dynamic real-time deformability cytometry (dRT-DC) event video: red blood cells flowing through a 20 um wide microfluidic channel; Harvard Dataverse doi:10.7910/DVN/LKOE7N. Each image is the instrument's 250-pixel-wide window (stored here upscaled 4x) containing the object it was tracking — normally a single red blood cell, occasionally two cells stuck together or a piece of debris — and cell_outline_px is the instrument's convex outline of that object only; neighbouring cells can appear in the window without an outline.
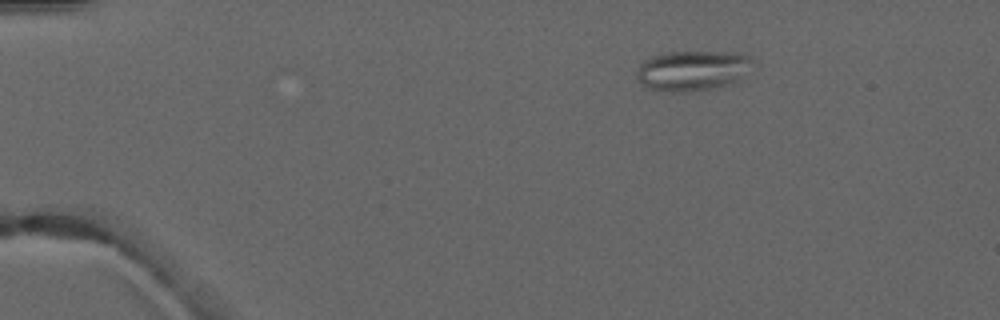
{"species": "common noctule bat (a hibernating species)", "species_latin": "Nyctalus noctula", "temperature_condition": "warm", "stored_images_in_passage": 2, "camera_frame_rate_fps": 3000, "um_per_image_px": 0.085, "animal": {"sex": "male", "forearm_length_mm": 52.5}, "frame": {"image": 1, "passage_image": 1, "time_ms": 0.0, "image_size_px": [1000, 320], "cell_outline_px": [[752, 60], [740, 80], [732, 84], [716, 88], [688, 92], [672, 92], [648, 88], [636, 76], [636, 72], [640, 64], [644, 60], [668, 52], [740, 52], [748, 56]], "centroid_in_image_um": [58.87, 6.01], "position_along_channel_um": 26.1, "area_um2": 26.99}}